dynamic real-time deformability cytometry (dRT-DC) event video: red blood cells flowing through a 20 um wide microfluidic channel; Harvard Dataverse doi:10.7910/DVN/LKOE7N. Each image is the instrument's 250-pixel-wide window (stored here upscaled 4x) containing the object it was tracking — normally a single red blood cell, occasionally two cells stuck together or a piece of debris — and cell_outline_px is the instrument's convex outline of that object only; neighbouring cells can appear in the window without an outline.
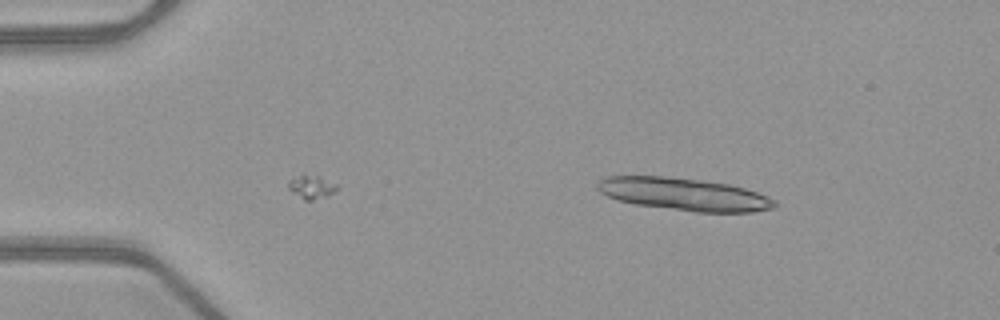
{"species": "common noctule bat (a hibernating species)", "species_latin": "Nyctalus noctula", "temperature_condition": "warm", "stored_images_in_passage": 13, "camera_frame_rate_fps": 3000, "um_per_image_px": 0.085, "animal": {"sex": "female", "body_mass_g": 21.9}, "frame": {"image": 1, "passage_image": 13, "time_ms": 4.0, "image_size_px": [1000, 320], "cell_outline_px": [[776, 204], [772, 208], [752, 212], [696, 212], [636, 204], [620, 200], [608, 196], [600, 192], [596, 188], [596, 184], [600, 180], [608, 176], [664, 176], [728, 184], [744, 188], [768, 196], [776, 200]], "centroid_in_image_um": [58.14, 16.51], "position_along_channel_um": 26.9, "area_um2": 33.23}}